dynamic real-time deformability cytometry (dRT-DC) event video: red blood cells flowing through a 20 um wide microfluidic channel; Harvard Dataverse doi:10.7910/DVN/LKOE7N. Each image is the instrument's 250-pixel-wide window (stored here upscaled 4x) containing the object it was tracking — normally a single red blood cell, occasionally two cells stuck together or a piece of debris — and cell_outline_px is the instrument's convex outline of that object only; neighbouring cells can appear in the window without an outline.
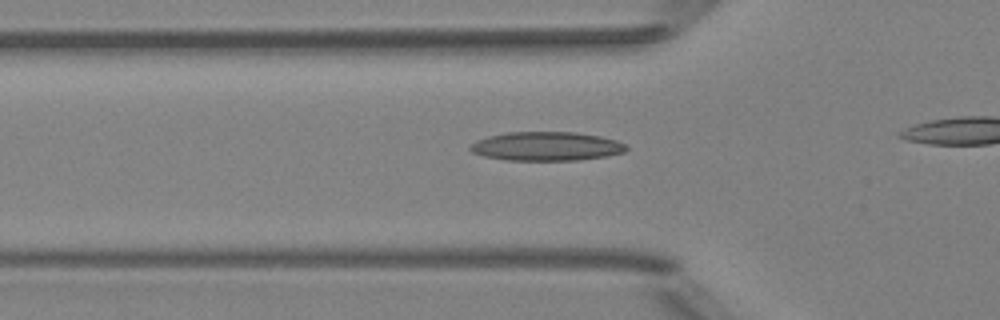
{"species": "Egyptian fruit bat (a non-hibernating species)", "species_latin": "Rousettus aegyptiacus", "temperature_condition": "room temperature", "stored_images_in_passage": 30, "camera_frame_rate_fps": 3000, "um_per_image_px": 0.085, "animal": {"sex": "female"}, "frame": {"image": 1, "passage_image": 6, "time_ms": 1.667, "image_size_px": [1000, 320], "cell_outline_px": [[628, 148], [624, 152], [604, 156], [580, 160], [508, 160], [484, 156], [472, 152], [468, 148], [476, 140], [488, 136], [508, 132], [576, 132], [600, 136], [616, 140], [624, 144]], "centroid_in_image_um": [46.43, 12.43], "position_along_channel_um": 79.4, "area_um2": 26.18}}
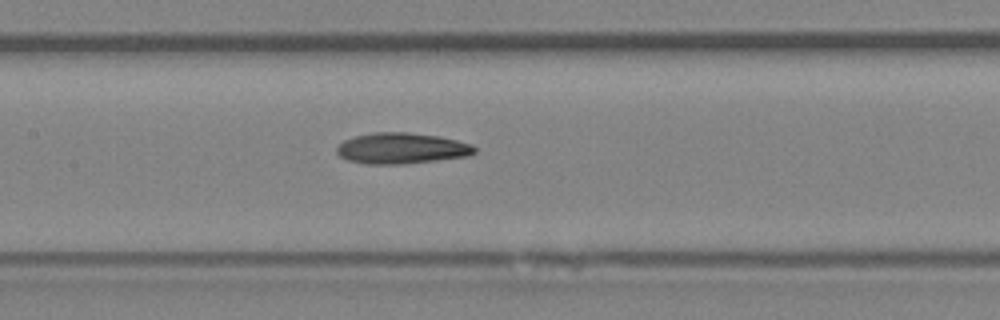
{"frame": {"image": 2, "passage_image": 13, "time_ms": 4.0, "image_size_px": [1000, 320], "cell_outline_px": [[476, 152], [468, 156], [404, 164], [364, 164], [348, 160], [340, 156], [336, 152], [336, 148], [344, 140], [356, 136], [372, 132], [408, 132], [440, 136], [472, 144], [476, 148]], "centroid_in_image_um": [34.14, 12.6], "position_along_channel_um": 173.3, "area_um2": 24.91}}
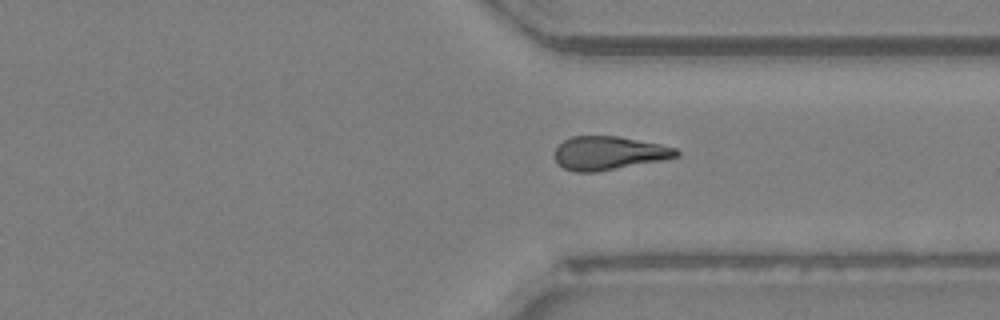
{"frame": {"image": 3, "passage_image": 27, "time_ms": 8.667, "image_size_px": [1000, 320], "cell_outline_px": [[680, 156], [660, 160], [596, 172], [576, 172], [564, 168], [556, 160], [556, 148], [564, 140], [572, 136], [616, 136], [660, 144], [676, 148], [680, 152]], "centroid_in_image_um": [51.76, 13.01], "position_along_channel_um": 359.6, "area_um2": 23.41}}